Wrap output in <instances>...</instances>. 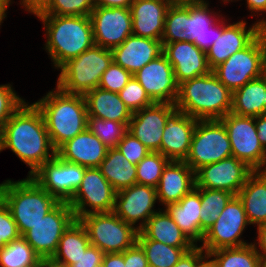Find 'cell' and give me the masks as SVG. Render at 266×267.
<instances>
[{
    "label": "cell",
    "mask_w": 266,
    "mask_h": 267,
    "mask_svg": "<svg viewBox=\"0 0 266 267\" xmlns=\"http://www.w3.org/2000/svg\"><path fill=\"white\" fill-rule=\"evenodd\" d=\"M5 149L28 165V176L56 155L42 113L34 103L23 102L3 125L0 152Z\"/></svg>",
    "instance_id": "1"
},
{
    "label": "cell",
    "mask_w": 266,
    "mask_h": 267,
    "mask_svg": "<svg viewBox=\"0 0 266 267\" xmlns=\"http://www.w3.org/2000/svg\"><path fill=\"white\" fill-rule=\"evenodd\" d=\"M34 104L42 113L55 150L87 129L88 113L84 95L68 94L56 87Z\"/></svg>",
    "instance_id": "2"
},
{
    "label": "cell",
    "mask_w": 266,
    "mask_h": 267,
    "mask_svg": "<svg viewBox=\"0 0 266 267\" xmlns=\"http://www.w3.org/2000/svg\"><path fill=\"white\" fill-rule=\"evenodd\" d=\"M46 31L45 49L56 69L95 45L90 16L36 15Z\"/></svg>",
    "instance_id": "3"
},
{
    "label": "cell",
    "mask_w": 266,
    "mask_h": 267,
    "mask_svg": "<svg viewBox=\"0 0 266 267\" xmlns=\"http://www.w3.org/2000/svg\"><path fill=\"white\" fill-rule=\"evenodd\" d=\"M232 98L233 93L211 71L183 81L175 107L196 120H220L231 112Z\"/></svg>",
    "instance_id": "4"
},
{
    "label": "cell",
    "mask_w": 266,
    "mask_h": 267,
    "mask_svg": "<svg viewBox=\"0 0 266 267\" xmlns=\"http://www.w3.org/2000/svg\"><path fill=\"white\" fill-rule=\"evenodd\" d=\"M4 181L0 184V198L10 209L21 236L60 203L31 176Z\"/></svg>",
    "instance_id": "5"
},
{
    "label": "cell",
    "mask_w": 266,
    "mask_h": 267,
    "mask_svg": "<svg viewBox=\"0 0 266 267\" xmlns=\"http://www.w3.org/2000/svg\"><path fill=\"white\" fill-rule=\"evenodd\" d=\"M112 62L111 49L94 45L59 68L56 86L68 94L85 95L98 88L102 74Z\"/></svg>",
    "instance_id": "6"
},
{
    "label": "cell",
    "mask_w": 266,
    "mask_h": 267,
    "mask_svg": "<svg viewBox=\"0 0 266 267\" xmlns=\"http://www.w3.org/2000/svg\"><path fill=\"white\" fill-rule=\"evenodd\" d=\"M79 221L85 227L90 244L105 253L124 252L137 243L139 230L125 223L114 212L91 213Z\"/></svg>",
    "instance_id": "7"
},
{
    "label": "cell",
    "mask_w": 266,
    "mask_h": 267,
    "mask_svg": "<svg viewBox=\"0 0 266 267\" xmlns=\"http://www.w3.org/2000/svg\"><path fill=\"white\" fill-rule=\"evenodd\" d=\"M266 32H261L247 47L230 56L212 72L232 93L249 81L263 76Z\"/></svg>",
    "instance_id": "8"
},
{
    "label": "cell",
    "mask_w": 266,
    "mask_h": 267,
    "mask_svg": "<svg viewBox=\"0 0 266 267\" xmlns=\"http://www.w3.org/2000/svg\"><path fill=\"white\" fill-rule=\"evenodd\" d=\"M232 157L230 140L221 120H198L185 162L196 172L201 167Z\"/></svg>",
    "instance_id": "9"
},
{
    "label": "cell",
    "mask_w": 266,
    "mask_h": 267,
    "mask_svg": "<svg viewBox=\"0 0 266 267\" xmlns=\"http://www.w3.org/2000/svg\"><path fill=\"white\" fill-rule=\"evenodd\" d=\"M76 220L68 202H60L22 237L42 260H50L63 233Z\"/></svg>",
    "instance_id": "10"
},
{
    "label": "cell",
    "mask_w": 266,
    "mask_h": 267,
    "mask_svg": "<svg viewBox=\"0 0 266 267\" xmlns=\"http://www.w3.org/2000/svg\"><path fill=\"white\" fill-rule=\"evenodd\" d=\"M251 225L248 221L243 204L234 195L216 222L205 232L201 247L207 252L222 248L240 247L247 243L241 238L243 231Z\"/></svg>",
    "instance_id": "11"
},
{
    "label": "cell",
    "mask_w": 266,
    "mask_h": 267,
    "mask_svg": "<svg viewBox=\"0 0 266 267\" xmlns=\"http://www.w3.org/2000/svg\"><path fill=\"white\" fill-rule=\"evenodd\" d=\"M115 196L116 191L98 168H86L81 185L68 204L79 220L91 213L113 212Z\"/></svg>",
    "instance_id": "12"
},
{
    "label": "cell",
    "mask_w": 266,
    "mask_h": 267,
    "mask_svg": "<svg viewBox=\"0 0 266 267\" xmlns=\"http://www.w3.org/2000/svg\"><path fill=\"white\" fill-rule=\"evenodd\" d=\"M220 120L225 125L232 156L245 162L254 171L261 169L266 162V150L259 142L255 117L230 112Z\"/></svg>",
    "instance_id": "13"
},
{
    "label": "cell",
    "mask_w": 266,
    "mask_h": 267,
    "mask_svg": "<svg viewBox=\"0 0 266 267\" xmlns=\"http://www.w3.org/2000/svg\"><path fill=\"white\" fill-rule=\"evenodd\" d=\"M86 167L67 162L57 155L31 177L60 202H69L81 185Z\"/></svg>",
    "instance_id": "14"
},
{
    "label": "cell",
    "mask_w": 266,
    "mask_h": 267,
    "mask_svg": "<svg viewBox=\"0 0 266 267\" xmlns=\"http://www.w3.org/2000/svg\"><path fill=\"white\" fill-rule=\"evenodd\" d=\"M90 20L95 45L113 49L133 34L129 8L95 7Z\"/></svg>",
    "instance_id": "15"
},
{
    "label": "cell",
    "mask_w": 266,
    "mask_h": 267,
    "mask_svg": "<svg viewBox=\"0 0 266 267\" xmlns=\"http://www.w3.org/2000/svg\"><path fill=\"white\" fill-rule=\"evenodd\" d=\"M254 170L236 157L205 165L195 172L196 186L237 195Z\"/></svg>",
    "instance_id": "16"
},
{
    "label": "cell",
    "mask_w": 266,
    "mask_h": 267,
    "mask_svg": "<svg viewBox=\"0 0 266 267\" xmlns=\"http://www.w3.org/2000/svg\"><path fill=\"white\" fill-rule=\"evenodd\" d=\"M217 20V39L206 51L208 65L211 70L225 62L230 56L247 47L262 31L256 22L247 27L246 21L225 24ZM248 28V30H247Z\"/></svg>",
    "instance_id": "17"
},
{
    "label": "cell",
    "mask_w": 266,
    "mask_h": 267,
    "mask_svg": "<svg viewBox=\"0 0 266 267\" xmlns=\"http://www.w3.org/2000/svg\"><path fill=\"white\" fill-rule=\"evenodd\" d=\"M133 77L154 103H176L180 84L176 80L172 65L164 54L150 61Z\"/></svg>",
    "instance_id": "18"
},
{
    "label": "cell",
    "mask_w": 266,
    "mask_h": 267,
    "mask_svg": "<svg viewBox=\"0 0 266 267\" xmlns=\"http://www.w3.org/2000/svg\"><path fill=\"white\" fill-rule=\"evenodd\" d=\"M156 201H158L156 188L134 184L116 192L113 212L125 223L135 225L140 230L157 212L154 209ZM139 221L138 226L136 223Z\"/></svg>",
    "instance_id": "19"
},
{
    "label": "cell",
    "mask_w": 266,
    "mask_h": 267,
    "mask_svg": "<svg viewBox=\"0 0 266 267\" xmlns=\"http://www.w3.org/2000/svg\"><path fill=\"white\" fill-rule=\"evenodd\" d=\"M176 109L175 104L154 103L132 113L128 132L152 152H160L167 117Z\"/></svg>",
    "instance_id": "20"
},
{
    "label": "cell",
    "mask_w": 266,
    "mask_h": 267,
    "mask_svg": "<svg viewBox=\"0 0 266 267\" xmlns=\"http://www.w3.org/2000/svg\"><path fill=\"white\" fill-rule=\"evenodd\" d=\"M197 121L181 110L175 109L166 119L160 153L170 161H185Z\"/></svg>",
    "instance_id": "21"
},
{
    "label": "cell",
    "mask_w": 266,
    "mask_h": 267,
    "mask_svg": "<svg viewBox=\"0 0 266 267\" xmlns=\"http://www.w3.org/2000/svg\"><path fill=\"white\" fill-rule=\"evenodd\" d=\"M162 44L163 54L172 65L179 84L212 71L208 65L206 52L191 40Z\"/></svg>",
    "instance_id": "22"
},
{
    "label": "cell",
    "mask_w": 266,
    "mask_h": 267,
    "mask_svg": "<svg viewBox=\"0 0 266 267\" xmlns=\"http://www.w3.org/2000/svg\"><path fill=\"white\" fill-rule=\"evenodd\" d=\"M113 61L134 75L150 61L163 54L160 40L130 35L112 49Z\"/></svg>",
    "instance_id": "23"
},
{
    "label": "cell",
    "mask_w": 266,
    "mask_h": 267,
    "mask_svg": "<svg viewBox=\"0 0 266 267\" xmlns=\"http://www.w3.org/2000/svg\"><path fill=\"white\" fill-rule=\"evenodd\" d=\"M108 147L88 128L62 144L56 155L70 163L86 168H98L105 159Z\"/></svg>",
    "instance_id": "24"
},
{
    "label": "cell",
    "mask_w": 266,
    "mask_h": 267,
    "mask_svg": "<svg viewBox=\"0 0 266 267\" xmlns=\"http://www.w3.org/2000/svg\"><path fill=\"white\" fill-rule=\"evenodd\" d=\"M196 186L195 172L185 161H170L163 170L156 188L158 202L168 205L179 202Z\"/></svg>",
    "instance_id": "25"
},
{
    "label": "cell",
    "mask_w": 266,
    "mask_h": 267,
    "mask_svg": "<svg viewBox=\"0 0 266 267\" xmlns=\"http://www.w3.org/2000/svg\"><path fill=\"white\" fill-rule=\"evenodd\" d=\"M168 8L162 0H135L129 8L133 35L161 41Z\"/></svg>",
    "instance_id": "26"
},
{
    "label": "cell",
    "mask_w": 266,
    "mask_h": 267,
    "mask_svg": "<svg viewBox=\"0 0 266 267\" xmlns=\"http://www.w3.org/2000/svg\"><path fill=\"white\" fill-rule=\"evenodd\" d=\"M164 209L195 245L203 241L205 234L201 231V199L196 188L179 202L168 204Z\"/></svg>",
    "instance_id": "27"
},
{
    "label": "cell",
    "mask_w": 266,
    "mask_h": 267,
    "mask_svg": "<svg viewBox=\"0 0 266 267\" xmlns=\"http://www.w3.org/2000/svg\"><path fill=\"white\" fill-rule=\"evenodd\" d=\"M137 238H148L173 247L196 246L162 208L148 219Z\"/></svg>",
    "instance_id": "28"
},
{
    "label": "cell",
    "mask_w": 266,
    "mask_h": 267,
    "mask_svg": "<svg viewBox=\"0 0 266 267\" xmlns=\"http://www.w3.org/2000/svg\"><path fill=\"white\" fill-rule=\"evenodd\" d=\"M88 117L129 123L132 113L120 99L119 93L95 88L84 95Z\"/></svg>",
    "instance_id": "29"
},
{
    "label": "cell",
    "mask_w": 266,
    "mask_h": 267,
    "mask_svg": "<svg viewBox=\"0 0 266 267\" xmlns=\"http://www.w3.org/2000/svg\"><path fill=\"white\" fill-rule=\"evenodd\" d=\"M237 196L251 225L266 223V178L259 170L248 176Z\"/></svg>",
    "instance_id": "30"
},
{
    "label": "cell",
    "mask_w": 266,
    "mask_h": 267,
    "mask_svg": "<svg viewBox=\"0 0 266 267\" xmlns=\"http://www.w3.org/2000/svg\"><path fill=\"white\" fill-rule=\"evenodd\" d=\"M232 113L258 117L266 112V78L261 76L233 92Z\"/></svg>",
    "instance_id": "31"
},
{
    "label": "cell",
    "mask_w": 266,
    "mask_h": 267,
    "mask_svg": "<svg viewBox=\"0 0 266 267\" xmlns=\"http://www.w3.org/2000/svg\"><path fill=\"white\" fill-rule=\"evenodd\" d=\"M208 5L209 2L204 1L190 6V40L205 52L216 41L217 18H222V15L212 12Z\"/></svg>",
    "instance_id": "32"
},
{
    "label": "cell",
    "mask_w": 266,
    "mask_h": 267,
    "mask_svg": "<svg viewBox=\"0 0 266 267\" xmlns=\"http://www.w3.org/2000/svg\"><path fill=\"white\" fill-rule=\"evenodd\" d=\"M98 169L116 192L137 184L136 165L116 148H109Z\"/></svg>",
    "instance_id": "33"
},
{
    "label": "cell",
    "mask_w": 266,
    "mask_h": 267,
    "mask_svg": "<svg viewBox=\"0 0 266 267\" xmlns=\"http://www.w3.org/2000/svg\"><path fill=\"white\" fill-rule=\"evenodd\" d=\"M88 233L79 220H75L63 233L56 252L50 259L54 263L70 267L90 246Z\"/></svg>",
    "instance_id": "34"
},
{
    "label": "cell",
    "mask_w": 266,
    "mask_h": 267,
    "mask_svg": "<svg viewBox=\"0 0 266 267\" xmlns=\"http://www.w3.org/2000/svg\"><path fill=\"white\" fill-rule=\"evenodd\" d=\"M208 255L217 267H260L262 261L252 243L210 251Z\"/></svg>",
    "instance_id": "35"
},
{
    "label": "cell",
    "mask_w": 266,
    "mask_h": 267,
    "mask_svg": "<svg viewBox=\"0 0 266 267\" xmlns=\"http://www.w3.org/2000/svg\"><path fill=\"white\" fill-rule=\"evenodd\" d=\"M94 0H39L28 9L33 15L90 16Z\"/></svg>",
    "instance_id": "36"
},
{
    "label": "cell",
    "mask_w": 266,
    "mask_h": 267,
    "mask_svg": "<svg viewBox=\"0 0 266 267\" xmlns=\"http://www.w3.org/2000/svg\"><path fill=\"white\" fill-rule=\"evenodd\" d=\"M42 259L20 236L0 249V267H41Z\"/></svg>",
    "instance_id": "37"
},
{
    "label": "cell",
    "mask_w": 266,
    "mask_h": 267,
    "mask_svg": "<svg viewBox=\"0 0 266 267\" xmlns=\"http://www.w3.org/2000/svg\"><path fill=\"white\" fill-rule=\"evenodd\" d=\"M146 254L149 267H173L186 251L193 247H173L162 242L137 238Z\"/></svg>",
    "instance_id": "38"
},
{
    "label": "cell",
    "mask_w": 266,
    "mask_h": 267,
    "mask_svg": "<svg viewBox=\"0 0 266 267\" xmlns=\"http://www.w3.org/2000/svg\"><path fill=\"white\" fill-rule=\"evenodd\" d=\"M201 199V231L205 232L216 222L226 204L234 196L231 192L195 187Z\"/></svg>",
    "instance_id": "39"
},
{
    "label": "cell",
    "mask_w": 266,
    "mask_h": 267,
    "mask_svg": "<svg viewBox=\"0 0 266 267\" xmlns=\"http://www.w3.org/2000/svg\"><path fill=\"white\" fill-rule=\"evenodd\" d=\"M190 40V6H170L165 17L162 43Z\"/></svg>",
    "instance_id": "40"
},
{
    "label": "cell",
    "mask_w": 266,
    "mask_h": 267,
    "mask_svg": "<svg viewBox=\"0 0 266 267\" xmlns=\"http://www.w3.org/2000/svg\"><path fill=\"white\" fill-rule=\"evenodd\" d=\"M170 162L160 152L150 151L137 165V184L157 188L164 168Z\"/></svg>",
    "instance_id": "41"
},
{
    "label": "cell",
    "mask_w": 266,
    "mask_h": 267,
    "mask_svg": "<svg viewBox=\"0 0 266 267\" xmlns=\"http://www.w3.org/2000/svg\"><path fill=\"white\" fill-rule=\"evenodd\" d=\"M128 124L129 123L88 117L87 128L108 148H114L128 132Z\"/></svg>",
    "instance_id": "42"
},
{
    "label": "cell",
    "mask_w": 266,
    "mask_h": 267,
    "mask_svg": "<svg viewBox=\"0 0 266 267\" xmlns=\"http://www.w3.org/2000/svg\"><path fill=\"white\" fill-rule=\"evenodd\" d=\"M119 96L131 113L154 104L145 89L134 77L119 92Z\"/></svg>",
    "instance_id": "43"
},
{
    "label": "cell",
    "mask_w": 266,
    "mask_h": 267,
    "mask_svg": "<svg viewBox=\"0 0 266 267\" xmlns=\"http://www.w3.org/2000/svg\"><path fill=\"white\" fill-rule=\"evenodd\" d=\"M132 77L133 75L130 72L113 61L102 74L98 87L114 93H119Z\"/></svg>",
    "instance_id": "44"
},
{
    "label": "cell",
    "mask_w": 266,
    "mask_h": 267,
    "mask_svg": "<svg viewBox=\"0 0 266 267\" xmlns=\"http://www.w3.org/2000/svg\"><path fill=\"white\" fill-rule=\"evenodd\" d=\"M12 85H0V130L25 100L13 90Z\"/></svg>",
    "instance_id": "45"
},
{
    "label": "cell",
    "mask_w": 266,
    "mask_h": 267,
    "mask_svg": "<svg viewBox=\"0 0 266 267\" xmlns=\"http://www.w3.org/2000/svg\"><path fill=\"white\" fill-rule=\"evenodd\" d=\"M116 148L134 165H137L150 152L141 141L129 132L124 135Z\"/></svg>",
    "instance_id": "46"
},
{
    "label": "cell",
    "mask_w": 266,
    "mask_h": 267,
    "mask_svg": "<svg viewBox=\"0 0 266 267\" xmlns=\"http://www.w3.org/2000/svg\"><path fill=\"white\" fill-rule=\"evenodd\" d=\"M20 236L10 209L0 198V249Z\"/></svg>",
    "instance_id": "47"
},
{
    "label": "cell",
    "mask_w": 266,
    "mask_h": 267,
    "mask_svg": "<svg viewBox=\"0 0 266 267\" xmlns=\"http://www.w3.org/2000/svg\"><path fill=\"white\" fill-rule=\"evenodd\" d=\"M124 263L125 267H149L146 254L138 243L124 251Z\"/></svg>",
    "instance_id": "48"
},
{
    "label": "cell",
    "mask_w": 266,
    "mask_h": 267,
    "mask_svg": "<svg viewBox=\"0 0 266 267\" xmlns=\"http://www.w3.org/2000/svg\"><path fill=\"white\" fill-rule=\"evenodd\" d=\"M104 253L96 246L90 245L70 267H95L102 263Z\"/></svg>",
    "instance_id": "49"
},
{
    "label": "cell",
    "mask_w": 266,
    "mask_h": 267,
    "mask_svg": "<svg viewBox=\"0 0 266 267\" xmlns=\"http://www.w3.org/2000/svg\"><path fill=\"white\" fill-rule=\"evenodd\" d=\"M207 255L201 246H194L186 251L173 267H196L198 263Z\"/></svg>",
    "instance_id": "50"
},
{
    "label": "cell",
    "mask_w": 266,
    "mask_h": 267,
    "mask_svg": "<svg viewBox=\"0 0 266 267\" xmlns=\"http://www.w3.org/2000/svg\"><path fill=\"white\" fill-rule=\"evenodd\" d=\"M257 243L253 242L256 251L259 253L262 260H266V223L257 226ZM258 244V247H257ZM260 249V250H258Z\"/></svg>",
    "instance_id": "51"
},
{
    "label": "cell",
    "mask_w": 266,
    "mask_h": 267,
    "mask_svg": "<svg viewBox=\"0 0 266 267\" xmlns=\"http://www.w3.org/2000/svg\"><path fill=\"white\" fill-rule=\"evenodd\" d=\"M102 263L104 267H125L124 252L105 253Z\"/></svg>",
    "instance_id": "52"
},
{
    "label": "cell",
    "mask_w": 266,
    "mask_h": 267,
    "mask_svg": "<svg viewBox=\"0 0 266 267\" xmlns=\"http://www.w3.org/2000/svg\"><path fill=\"white\" fill-rule=\"evenodd\" d=\"M255 126L260 144L266 150V112L255 117Z\"/></svg>",
    "instance_id": "53"
},
{
    "label": "cell",
    "mask_w": 266,
    "mask_h": 267,
    "mask_svg": "<svg viewBox=\"0 0 266 267\" xmlns=\"http://www.w3.org/2000/svg\"><path fill=\"white\" fill-rule=\"evenodd\" d=\"M135 0H94L95 7L130 8Z\"/></svg>",
    "instance_id": "54"
},
{
    "label": "cell",
    "mask_w": 266,
    "mask_h": 267,
    "mask_svg": "<svg viewBox=\"0 0 266 267\" xmlns=\"http://www.w3.org/2000/svg\"><path fill=\"white\" fill-rule=\"evenodd\" d=\"M248 9L252 12H257L255 15H262V12L266 13V0H246Z\"/></svg>",
    "instance_id": "55"
},
{
    "label": "cell",
    "mask_w": 266,
    "mask_h": 267,
    "mask_svg": "<svg viewBox=\"0 0 266 267\" xmlns=\"http://www.w3.org/2000/svg\"><path fill=\"white\" fill-rule=\"evenodd\" d=\"M170 6H191L204 2L205 0H162Z\"/></svg>",
    "instance_id": "56"
},
{
    "label": "cell",
    "mask_w": 266,
    "mask_h": 267,
    "mask_svg": "<svg viewBox=\"0 0 266 267\" xmlns=\"http://www.w3.org/2000/svg\"><path fill=\"white\" fill-rule=\"evenodd\" d=\"M11 0H0V25L3 23L4 18L6 15V10L11 4Z\"/></svg>",
    "instance_id": "57"
},
{
    "label": "cell",
    "mask_w": 266,
    "mask_h": 267,
    "mask_svg": "<svg viewBox=\"0 0 266 267\" xmlns=\"http://www.w3.org/2000/svg\"><path fill=\"white\" fill-rule=\"evenodd\" d=\"M211 259V260H210ZM196 267H217L215 262L210 258V256L207 254Z\"/></svg>",
    "instance_id": "58"
},
{
    "label": "cell",
    "mask_w": 266,
    "mask_h": 267,
    "mask_svg": "<svg viewBox=\"0 0 266 267\" xmlns=\"http://www.w3.org/2000/svg\"><path fill=\"white\" fill-rule=\"evenodd\" d=\"M39 0H20V5L24 7L25 11L33 7Z\"/></svg>",
    "instance_id": "59"
},
{
    "label": "cell",
    "mask_w": 266,
    "mask_h": 267,
    "mask_svg": "<svg viewBox=\"0 0 266 267\" xmlns=\"http://www.w3.org/2000/svg\"><path fill=\"white\" fill-rule=\"evenodd\" d=\"M41 267H66V266L59 265L51 260H42Z\"/></svg>",
    "instance_id": "60"
},
{
    "label": "cell",
    "mask_w": 266,
    "mask_h": 267,
    "mask_svg": "<svg viewBox=\"0 0 266 267\" xmlns=\"http://www.w3.org/2000/svg\"><path fill=\"white\" fill-rule=\"evenodd\" d=\"M257 23L259 24L261 31L266 32V20H265V18H263V20L262 19L257 20Z\"/></svg>",
    "instance_id": "61"
},
{
    "label": "cell",
    "mask_w": 266,
    "mask_h": 267,
    "mask_svg": "<svg viewBox=\"0 0 266 267\" xmlns=\"http://www.w3.org/2000/svg\"><path fill=\"white\" fill-rule=\"evenodd\" d=\"M263 168V169H262ZM259 171L264 175V177L266 178V162L264 163V165L261 167V169H259Z\"/></svg>",
    "instance_id": "62"
},
{
    "label": "cell",
    "mask_w": 266,
    "mask_h": 267,
    "mask_svg": "<svg viewBox=\"0 0 266 267\" xmlns=\"http://www.w3.org/2000/svg\"><path fill=\"white\" fill-rule=\"evenodd\" d=\"M263 76L266 78V53H265V57H264Z\"/></svg>",
    "instance_id": "63"
},
{
    "label": "cell",
    "mask_w": 266,
    "mask_h": 267,
    "mask_svg": "<svg viewBox=\"0 0 266 267\" xmlns=\"http://www.w3.org/2000/svg\"><path fill=\"white\" fill-rule=\"evenodd\" d=\"M260 267H266V260L261 261Z\"/></svg>",
    "instance_id": "64"
},
{
    "label": "cell",
    "mask_w": 266,
    "mask_h": 267,
    "mask_svg": "<svg viewBox=\"0 0 266 267\" xmlns=\"http://www.w3.org/2000/svg\"><path fill=\"white\" fill-rule=\"evenodd\" d=\"M224 3H228L229 1L233 2V1H236V0H222ZM238 1V0H237Z\"/></svg>",
    "instance_id": "65"
},
{
    "label": "cell",
    "mask_w": 266,
    "mask_h": 267,
    "mask_svg": "<svg viewBox=\"0 0 266 267\" xmlns=\"http://www.w3.org/2000/svg\"><path fill=\"white\" fill-rule=\"evenodd\" d=\"M95 267H104V265H103V263H101V264H99V265H97Z\"/></svg>",
    "instance_id": "66"
}]
</instances>
